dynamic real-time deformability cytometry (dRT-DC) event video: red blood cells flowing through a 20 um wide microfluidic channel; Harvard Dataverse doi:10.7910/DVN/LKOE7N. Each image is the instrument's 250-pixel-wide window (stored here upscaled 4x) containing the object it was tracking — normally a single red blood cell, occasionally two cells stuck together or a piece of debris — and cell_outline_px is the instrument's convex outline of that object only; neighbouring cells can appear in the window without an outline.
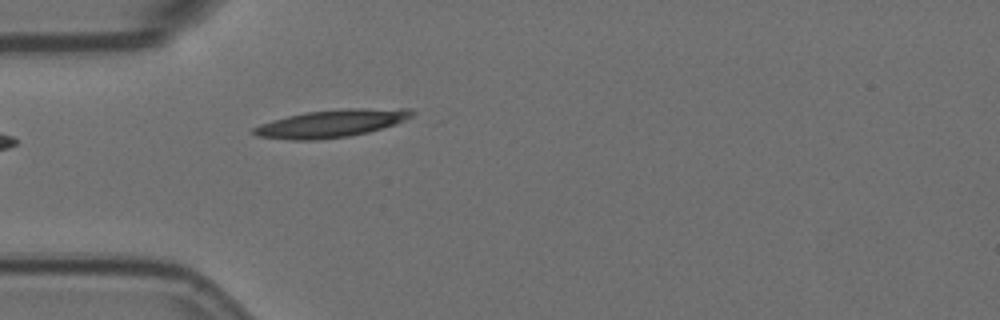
{"species": "Egyptian fruit bat (a non-hibernating species)", "species_latin": "Rousettus aegyptiacus", "temperature_condition": "room temperature", "stored_images_in_passage": 3, "camera_frame_rate_fps": 3000, "um_per_image_px": 0.085, "animal": {"sex": "female"}, "frame": {"image": 1, "passage_image": 3, "time_ms": 0.667, "image_size_px": [1000, 320], "cell_outline_px": [[416, 112], [412, 116], [396, 124], [368, 132], [348, 136], [316, 140], [292, 140], [256, 136], [252, 132], [252, 128], [260, 124], [272, 120], [304, 112], [348, 108], [412, 108]], "centroid_in_image_um": [28.19, 10.48], "position_along_channel_um": 56.8, "area_um2": 25.61}}